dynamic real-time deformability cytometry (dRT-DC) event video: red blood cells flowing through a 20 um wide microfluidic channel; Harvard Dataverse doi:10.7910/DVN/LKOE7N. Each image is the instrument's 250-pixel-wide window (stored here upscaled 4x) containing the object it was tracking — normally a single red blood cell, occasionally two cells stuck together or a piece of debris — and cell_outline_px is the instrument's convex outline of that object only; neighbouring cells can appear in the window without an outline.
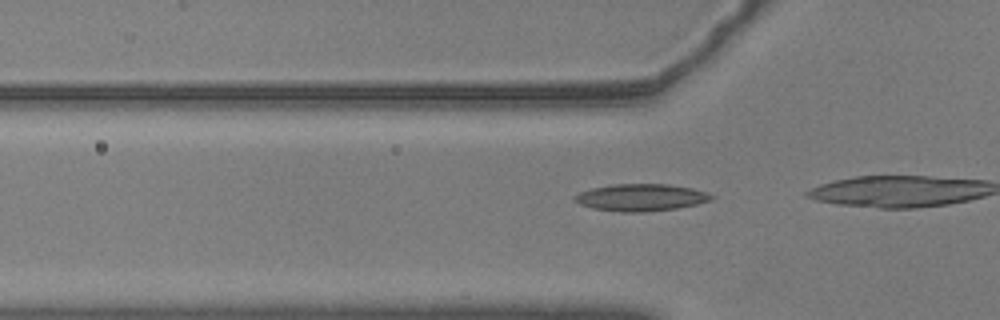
{"species": "common noctule bat (a hibernating species)", "species_latin": "Nyctalus noctula", "temperature_condition": "warm", "stored_images_in_passage": 18, "camera_frame_rate_fps": 3000, "um_per_image_px": 0.085, "animal": {"sex": "male", "body_mass_g": 20.5, "forearm_length_mm": 52.5}, "frame": {"image": 1, "passage_image": 15, "time_ms": 4.667, "image_size_px": [1000, 320], "cell_outline_px": [[716, 196], [712, 200], [696, 204], [676, 208], [648, 212], [620, 212], [592, 208], [580, 204], [572, 200], [572, 196], [580, 192], [592, 188], [612, 184], [668, 184], [692, 188]], "centroid_in_image_um": [54.45, 16.79], "position_along_channel_um": 71.4, "area_um2": 21.68}}